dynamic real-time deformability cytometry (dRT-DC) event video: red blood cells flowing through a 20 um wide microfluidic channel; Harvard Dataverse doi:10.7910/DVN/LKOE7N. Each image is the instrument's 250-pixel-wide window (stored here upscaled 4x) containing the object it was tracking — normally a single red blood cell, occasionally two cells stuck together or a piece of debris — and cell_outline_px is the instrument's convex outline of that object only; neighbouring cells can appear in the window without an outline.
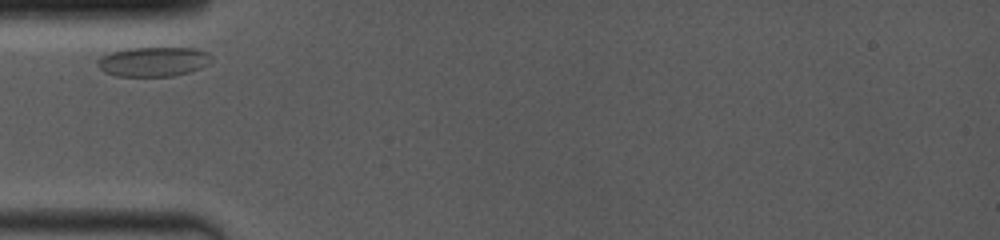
{"species": "common noctule bat (a hibernating species)", "species_latin": "Nyctalus noctula", "temperature_condition": "room temperature", "stored_images_in_passage": 4, "camera_frame_rate_fps": 4000, "um_per_image_px": 0.085, "animal": {"sex": "female", "body_mass_g": 19.0, "forearm_length_mm": 53.3}, "frame": {"image": 1, "passage_image": 1, "time_ms": 0.0, "image_size_px": [1000, 240], "cell_outline_px": [[212, 56], [208, 64], [200, 68], [188, 72], [172, 76], [116, 76], [104, 72], [100, 68], [100, 56], [112, 52], [128, 48], [196, 48], [208, 52]], "centroid_in_image_um": [13.07, 5.24], "position_along_channel_um": 71.9, "area_um2": 19.42}}
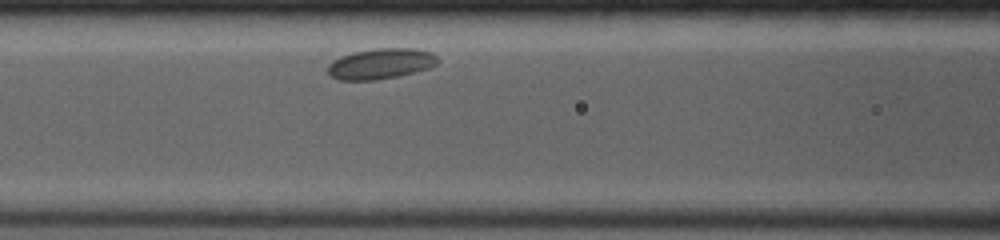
{"frame": {"image": 2, "passage_image": 4, "time_ms": 1.75, "image_size_px": [1000, 240], "cell_outline_px": [[436, 64], [428, 68], [396, 76], [376, 80], [340, 80], [332, 76], [328, 72], [328, 64], [332, 60], [340, 56], [352, 52], [376, 48], [416, 48], [432, 52], [436, 56]], "centroid_in_image_um": [32.32, 5.4], "position_along_channel_um": 134.3, "area_um2": 19.48}}